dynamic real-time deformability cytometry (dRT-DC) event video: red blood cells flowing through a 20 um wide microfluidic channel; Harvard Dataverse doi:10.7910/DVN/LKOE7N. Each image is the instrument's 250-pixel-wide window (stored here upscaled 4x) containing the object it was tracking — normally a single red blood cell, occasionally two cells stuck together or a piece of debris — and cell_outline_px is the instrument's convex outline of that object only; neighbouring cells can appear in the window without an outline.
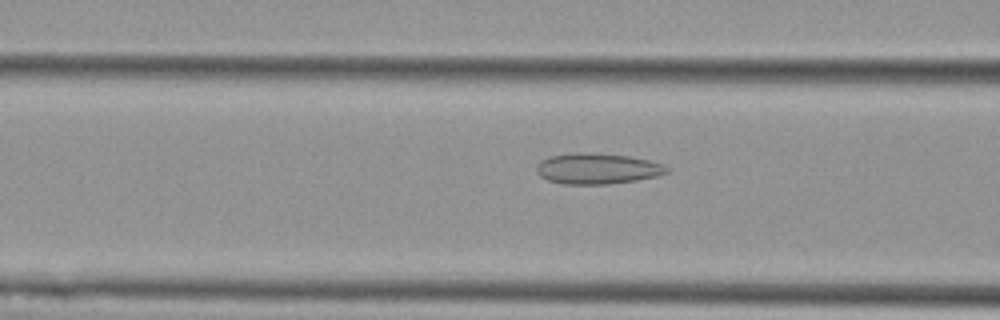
{"species": "Egyptian fruit bat (a non-hibernating species)", "species_latin": "Rousettus aegyptiacus", "temperature_condition": "cold", "stored_images_in_passage": 50, "camera_frame_rate_fps": 3000, "um_per_image_px": 0.085, "animal": {"sex": "female"}, "frame": {"image": 1, "passage_image": 22, "time_ms": 7.0, "image_size_px": [1000, 320], "cell_outline_px": [[668, 172], [656, 176], [636, 180], [608, 184], [564, 184], [548, 180], [540, 176], [536, 172], [536, 164], [540, 160], [548, 156], [576, 152], [584, 152], [628, 156], [648, 160], [664, 164], [668, 168]], "centroid_in_image_um": [50.72, 14.33], "position_along_channel_um": 115.9, "area_um2": 23.41}}
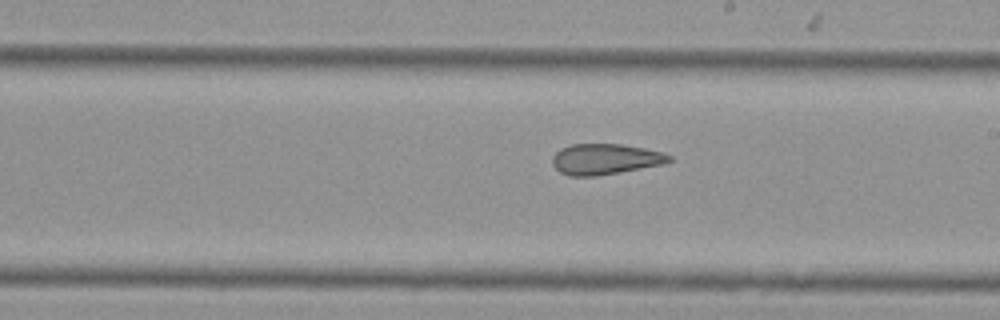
{"frame": {"image": 2, "passage_image": 32, "time_ms": 10.333, "image_size_px": [1000, 320], "cell_outline_px": [[672, 160], [664, 164], [620, 172], [596, 176], [568, 176], [560, 172], [552, 164], [552, 156], [560, 148], [572, 144], [620, 144], [644, 148], [664, 152], [672, 156]], "centroid_in_image_um": [51.44, 13.52], "position_along_channel_um": 237.6, "area_um2": 21.04}}
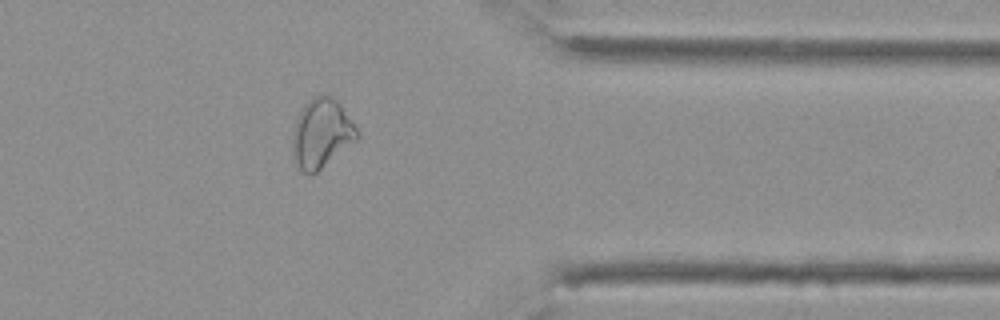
{"frame": {"image": 3, "passage_image": 45, "time_ms": 14.667, "image_size_px": [1000, 320], "cell_outline_px": [[360, 136], [356, 140], [316, 172], [308, 176], [300, 168], [292, 156], [292, 132], [296, 120], [304, 104], [312, 96], [332, 96], [340, 104], [360, 132]], "centroid_in_image_um": [27.31, 11.34], "position_along_channel_um": 384.1, "area_um2": 25.84}, "authors_computed_cell_mechanics": {"area_um2": 24.565, "velocity_mm_per_s": 3.6616, "shape_relaxation_time_tau1_ms": null, "shape_relaxation_time_tau2_ms": 3.0296, "deformation_change_tau1": null, "deformation_change_tau2": 0.1018}}